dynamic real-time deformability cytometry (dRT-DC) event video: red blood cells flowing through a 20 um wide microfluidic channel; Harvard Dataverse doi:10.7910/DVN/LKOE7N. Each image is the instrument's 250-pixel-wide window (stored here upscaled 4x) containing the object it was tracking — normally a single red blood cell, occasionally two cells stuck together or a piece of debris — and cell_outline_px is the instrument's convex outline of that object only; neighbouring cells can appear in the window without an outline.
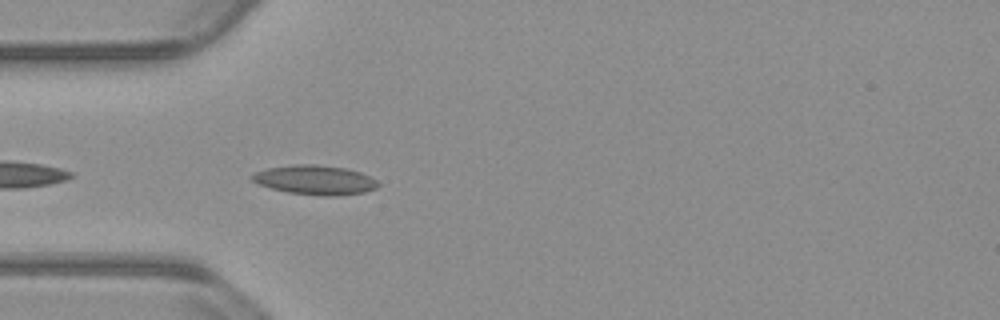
{"species": "common noctule bat (a hibernating species)", "species_latin": "Nyctalus noctula", "temperature_condition": "warm", "stored_images_in_passage": 16, "camera_frame_rate_fps": 3000, "um_per_image_px": 0.085, "animal": {"sex": "male", "body_mass_g": 23.1, "forearm_length_mm": 52.7}, "frame": {"image": 1, "passage_image": 3, "time_ms": 0.667, "image_size_px": [1000, 320], "cell_outline_px": [[380, 184], [376, 188], [364, 192], [336, 196], [320, 196], [288, 192], [272, 188], [260, 184], [252, 180], [248, 176], [256, 172], [268, 168], [292, 164], [316, 164], [344, 168], [360, 172], [376, 180]], "centroid_in_image_um": [26.77, 15.29], "position_along_channel_um": 58.2, "area_um2": 21.5}}